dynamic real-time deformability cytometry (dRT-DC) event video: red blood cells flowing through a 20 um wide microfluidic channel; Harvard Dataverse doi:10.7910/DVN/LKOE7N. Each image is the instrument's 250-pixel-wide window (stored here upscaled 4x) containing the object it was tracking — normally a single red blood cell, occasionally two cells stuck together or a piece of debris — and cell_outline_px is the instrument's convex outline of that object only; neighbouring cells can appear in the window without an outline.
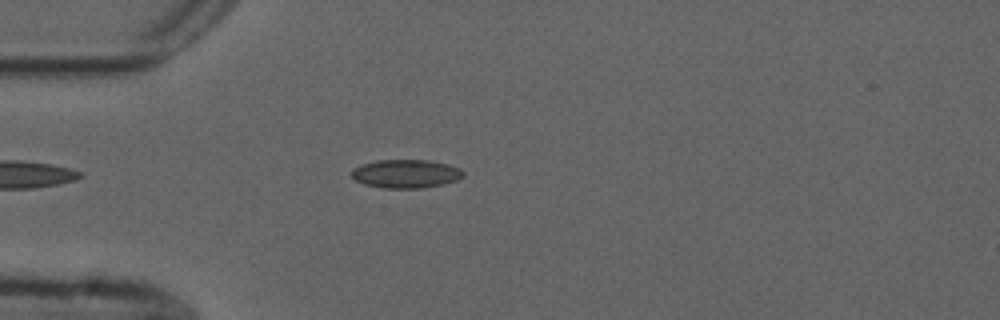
{"species": "common noctule bat (a hibernating species)", "species_latin": "Nyctalus noctula", "temperature_condition": "cold", "stored_images_in_passage": 31, "camera_frame_rate_fps": 3000, "um_per_image_px": 0.085, "animal": {"sex": "male", "forearm_length_mm": 52.5}, "frame": {"image": 1, "passage_image": 8, "time_ms": 2.333, "image_size_px": [1000, 320], "cell_outline_px": [[464, 176], [456, 180], [440, 184], [420, 188], [380, 188], [364, 184], [356, 180], [352, 176], [352, 168], [360, 164], [376, 160], [428, 160], [448, 164], [460, 168], [464, 172]], "centroid_in_image_um": [34.47, 14.76], "position_along_channel_um": 50.5, "area_um2": 18.55}}
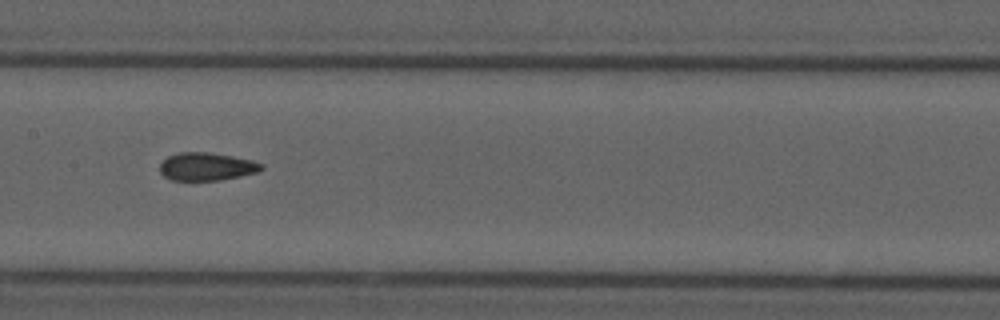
{"frame": {"image": 2, "passage_image": 20, "time_ms": 6.333, "image_size_px": [1000, 320], "cell_outline_px": [[264, 168], [256, 172], [240, 176], [220, 180], [172, 180], [164, 176], [160, 172], [160, 164], [168, 156], [180, 152], [208, 152], [232, 156], [252, 160], [264, 164]], "centroid_in_image_um": [17.57, 14.15], "position_along_channel_um": 189.8, "area_um2": 16.47}}
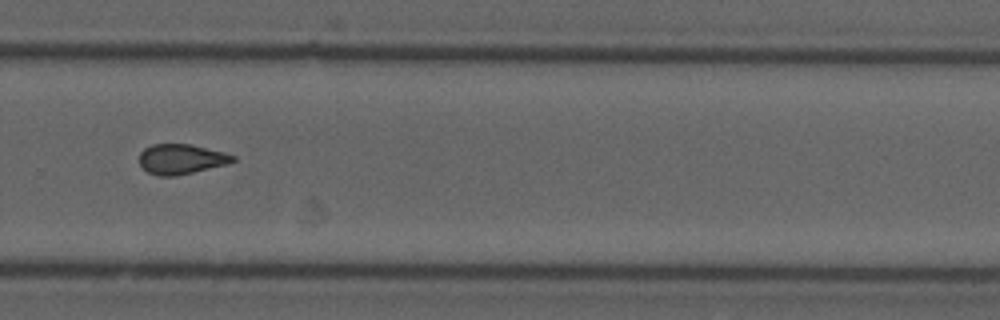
{"frame": {"image": 3, "passage_image": 30, "time_ms": 9.667, "image_size_px": [1000, 320], "cell_outline_px": [[236, 160], [228, 164], [176, 176], [160, 176], [148, 172], [140, 164], [140, 152], [144, 148], [152, 144], [192, 144], [224, 152], [236, 156]], "centroid_in_image_um": [15.42, 13.51], "position_along_channel_um": 314.4, "area_um2": 16.42}}